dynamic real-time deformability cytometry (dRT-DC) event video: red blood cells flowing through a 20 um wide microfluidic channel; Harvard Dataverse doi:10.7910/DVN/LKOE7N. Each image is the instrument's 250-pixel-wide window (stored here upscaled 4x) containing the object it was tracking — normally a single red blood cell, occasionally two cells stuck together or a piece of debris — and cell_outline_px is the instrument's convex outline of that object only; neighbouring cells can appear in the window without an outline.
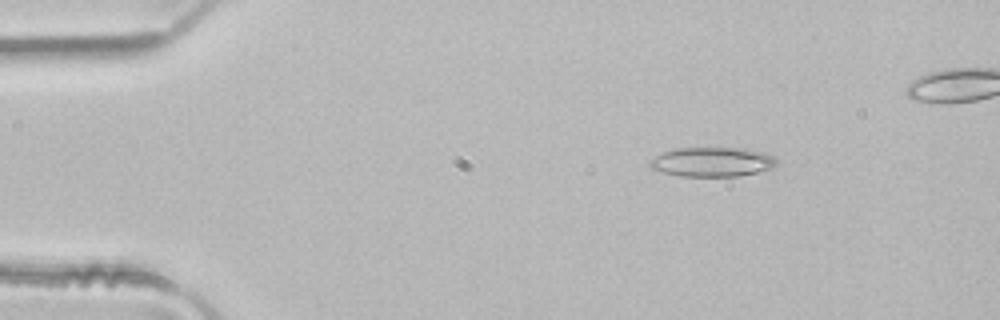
{"species": "common noctule bat (a hibernating species)", "species_latin": "Nyctalus noctula", "temperature_condition": "room temperature", "stored_images_in_passage": 4, "camera_frame_rate_fps": 3000, "um_per_image_px": 0.085, "animal": {"sex": "male", "body_mass_g": 21.5, "forearm_length_mm": 52.0}, "frame": {"image": 1, "passage_image": 2, "time_ms": 0.333, "image_size_px": [1000, 320], "cell_outline_px": [[776, 164], [772, 168], [740, 176], [680, 176], [648, 168], [648, 160], [664, 152], [676, 148], [744, 148], [764, 152], [772, 156], [776, 160]], "centroid_in_image_um": [60.5, 13.76], "position_along_channel_um": 24.5, "area_um2": 21.73}}
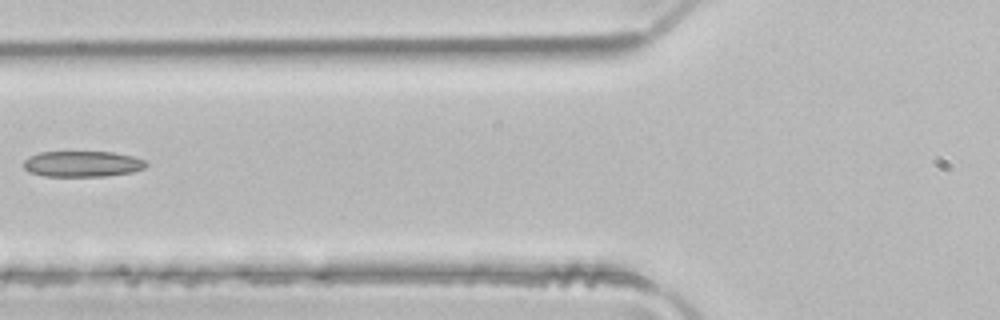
{"frame": {"image": 2, "passage_image": 4, "time_ms": 1.0, "image_size_px": [1000, 320], "cell_outline_px": [[148, 164], [144, 168], [132, 172], [104, 176], [44, 176], [28, 172], [24, 168], [24, 160], [28, 156], [40, 152], [112, 152], [132, 156], [144, 160]], "centroid_in_image_um": [6.97, 13.93], "position_along_channel_um": 118.8, "area_um2": 18.44}}